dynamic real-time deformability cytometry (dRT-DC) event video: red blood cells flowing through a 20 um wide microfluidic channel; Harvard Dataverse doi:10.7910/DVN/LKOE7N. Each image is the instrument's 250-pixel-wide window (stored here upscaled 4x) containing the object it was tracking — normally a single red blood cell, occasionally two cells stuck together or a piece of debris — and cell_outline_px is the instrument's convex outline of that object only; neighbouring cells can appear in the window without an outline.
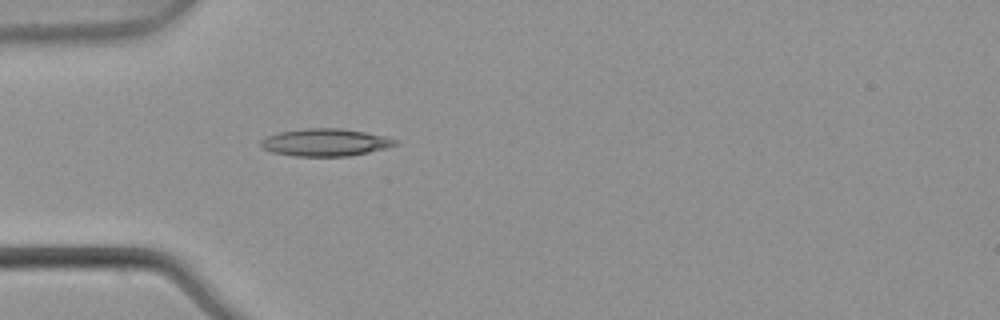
{"species": "common noctule bat (a hibernating species)", "species_latin": "Nyctalus noctula", "temperature_condition": "warm", "stored_images_in_passage": 1, "camera_frame_rate_fps": 3000, "um_per_image_px": 0.085, "animal": {"sex": "male", "body_mass_g": 21.5, "forearm_length_mm": 52.0}, "frame": {"image": 1, "passage_image": 1, "time_ms": 0.0, "image_size_px": [1000, 320], "cell_outline_px": [[400, 144], [388, 148], [348, 156], [296, 156], [272, 152], [264, 148], [260, 144], [260, 140], [268, 136], [280, 132], [304, 128], [340, 128], [364, 132], [384, 136], [396, 140]], "centroid_in_image_um": [27.67, 12.1], "position_along_channel_um": 57.3, "area_um2": 21.39}}